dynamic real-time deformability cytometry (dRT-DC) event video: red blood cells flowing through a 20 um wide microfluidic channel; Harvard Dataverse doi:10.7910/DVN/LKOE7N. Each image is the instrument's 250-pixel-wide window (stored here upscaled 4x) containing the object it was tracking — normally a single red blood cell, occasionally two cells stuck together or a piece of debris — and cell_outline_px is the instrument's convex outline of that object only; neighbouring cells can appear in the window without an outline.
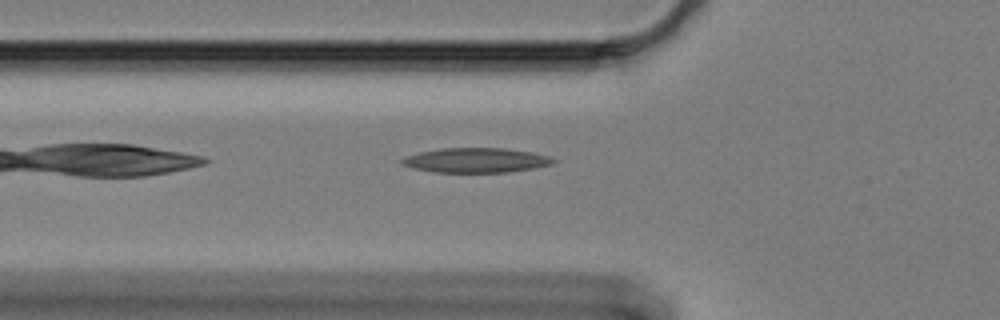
{"species": "Egyptian fruit bat (a non-hibernating species)", "species_latin": "Rousettus aegyptiacus", "temperature_condition": "cold", "stored_images_in_passage": 38, "camera_frame_rate_fps": 3000, "um_per_image_px": 0.085, "animal": {"sex": "female"}, "frame": {"image": 1, "passage_image": 4, "time_ms": 1.0, "image_size_px": [1000, 320], "cell_outline_px": [[556, 160], [552, 164], [532, 168], [504, 172], [436, 172], [416, 168], [404, 164], [400, 160], [408, 156], [420, 152], [440, 148], [504, 148], [532, 152], [548, 156]], "centroid_in_image_um": [40.49, 13.61], "position_along_channel_um": 85.3, "area_um2": 21.33}}
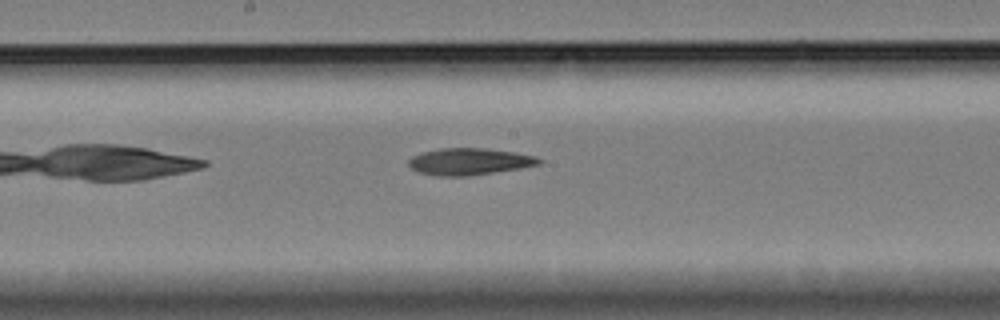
{"frame": {"image": 2, "passage_image": 15, "time_ms": 4.667, "image_size_px": [1000, 320], "cell_outline_px": [[544, 160], [540, 164], [520, 168], [468, 176], [436, 176], [420, 172], [412, 168], [408, 164], [408, 160], [412, 156], [420, 152], [440, 148], [484, 148], [512, 152], [536, 156]], "centroid_in_image_um": [39.88, 13.73], "position_along_channel_um": 208.3, "area_um2": 20.35}}
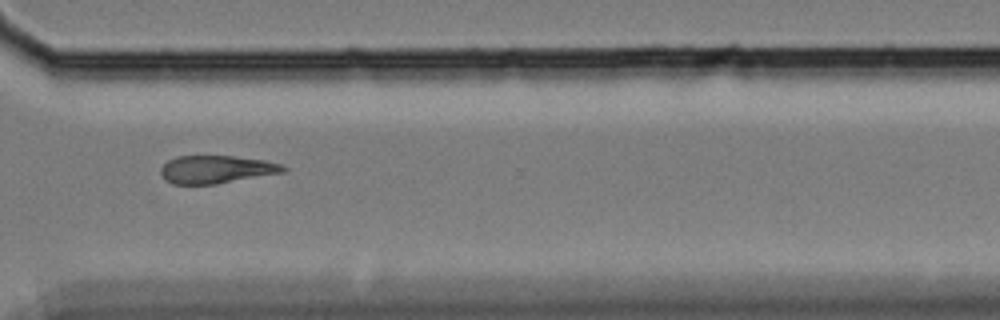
{"frame": {"image": 3, "passage_image": 28, "time_ms": 9.0, "image_size_px": [1000, 320], "cell_outline_px": [[288, 168], [284, 172], [216, 184], [172, 184], [164, 180], [160, 172], [160, 168], [168, 160], [176, 156], [232, 156], [264, 160], [280, 164]], "centroid_in_image_um": [18.35, 14.4], "position_along_channel_um": 352.3, "area_um2": 19.88}}